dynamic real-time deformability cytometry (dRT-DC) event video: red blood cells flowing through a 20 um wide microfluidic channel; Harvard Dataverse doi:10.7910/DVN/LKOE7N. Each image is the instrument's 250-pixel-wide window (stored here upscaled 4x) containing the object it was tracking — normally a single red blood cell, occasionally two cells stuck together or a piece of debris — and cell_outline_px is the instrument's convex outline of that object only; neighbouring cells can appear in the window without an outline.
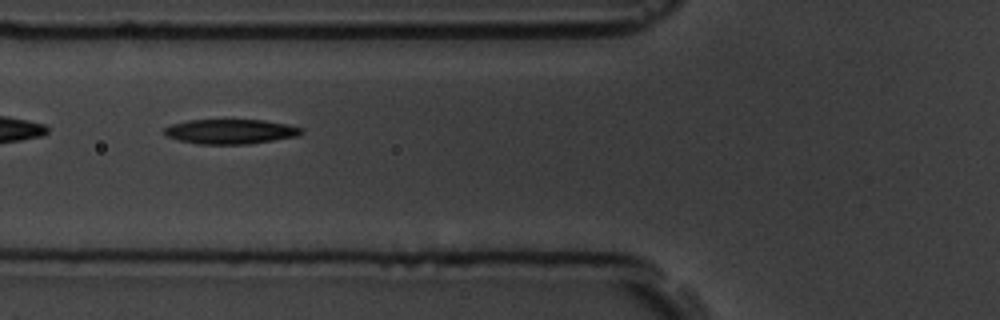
{"species": "common noctule bat (a hibernating species)", "species_latin": "Nyctalus noctula", "temperature_condition": "room temperature", "stored_images_in_passage": 4, "camera_frame_rate_fps": 3000, "um_per_image_px": 0.085, "animal": {"sex": "male", "body_mass_g": 19.5, "forearm_length_mm": 54.6}, "frame": {"image": 1, "passage_image": 3, "time_ms": 2.333, "image_size_px": [1000, 320], "cell_outline_px": [[304, 132], [300, 136], [248, 144], [196, 144], [176, 140], [168, 136], [164, 132], [164, 128], [172, 124], [188, 120], [264, 120], [288, 124], [304, 128]], "centroid_in_image_um": [19.63, 11.18], "position_along_channel_um": 106.2, "area_um2": 19.94}}
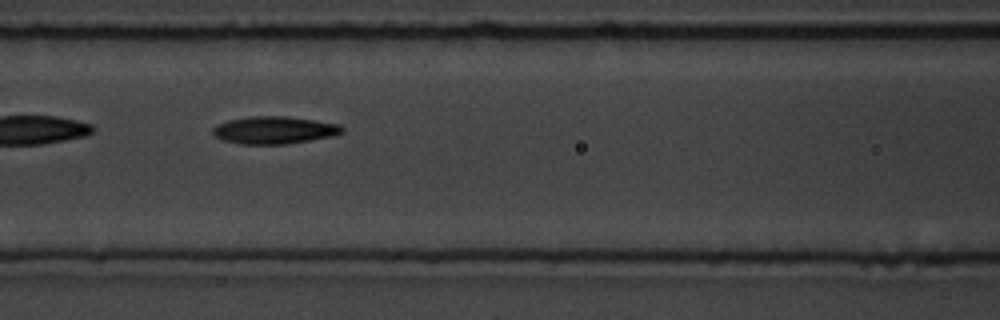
{"frame": {"image": 2, "passage_image": 4, "time_ms": 3.333, "image_size_px": [1000, 320], "cell_outline_px": [[344, 132], [332, 136], [284, 144], [240, 144], [220, 140], [212, 132], [212, 128], [216, 124], [228, 120], [252, 116], [288, 116], [340, 124], [344, 128]], "centroid_in_image_um": [23.28, 11.05], "position_along_channel_um": 143.3, "area_um2": 20.75}}